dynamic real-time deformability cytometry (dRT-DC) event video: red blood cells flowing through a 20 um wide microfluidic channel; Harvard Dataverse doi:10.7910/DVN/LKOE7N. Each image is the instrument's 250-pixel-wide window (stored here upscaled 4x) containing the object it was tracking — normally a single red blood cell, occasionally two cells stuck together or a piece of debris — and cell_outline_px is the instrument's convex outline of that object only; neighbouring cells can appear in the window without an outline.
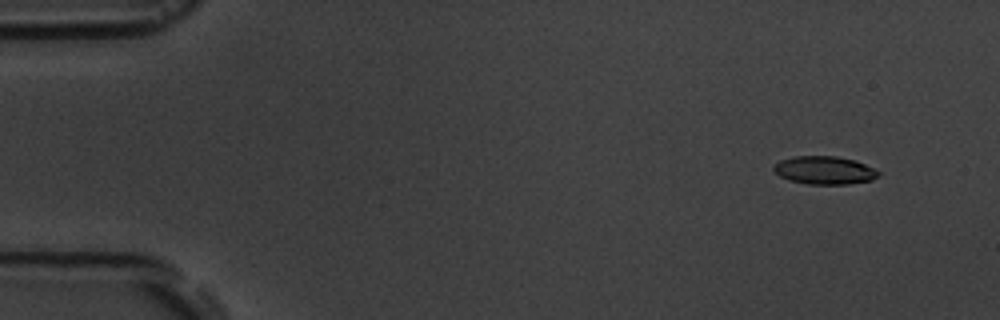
{"species": "common noctule bat (a hibernating species)", "species_latin": "Nyctalus noctula", "temperature_condition": "room temperature", "stored_images_in_passage": 5, "camera_frame_rate_fps": 3000, "um_per_image_px": 0.085, "animal": {"sex": "male", "body_mass_g": 19.5, "forearm_length_mm": 54.6}, "frame": {"image": 1, "passage_image": 1, "time_ms": 0.0, "image_size_px": [1000, 320], "cell_outline_px": [[880, 176], [872, 180], [848, 184], [808, 184], [792, 180], [780, 176], [772, 168], [780, 160], [792, 156], [836, 156], [856, 160], [880, 172]], "centroid_in_image_um": [70.11, 14.46], "position_along_channel_um": 14.9, "area_um2": 17.05}}
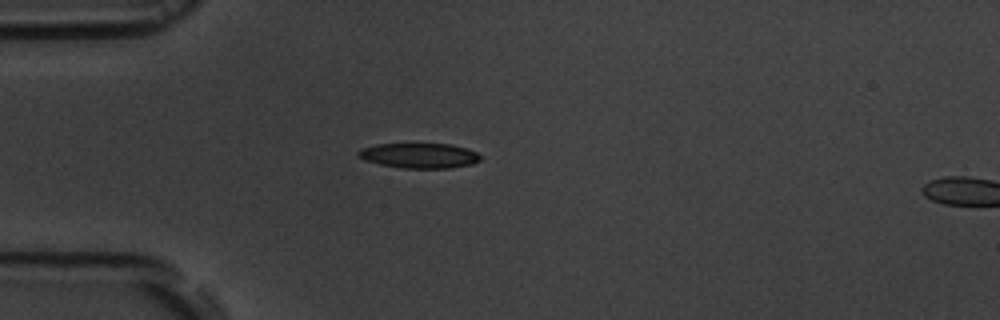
{"frame": {"image": 2, "passage_image": 4, "time_ms": 3.667, "image_size_px": [1000, 320], "cell_outline_px": [[480, 160], [472, 164], [452, 168], [400, 168], [380, 164], [364, 160], [356, 152], [360, 148], [376, 144], [448, 144], [468, 148], [476, 152], [480, 156]], "centroid_in_image_um": [35.63, 13.23], "position_along_channel_um": 49.4, "area_um2": 17.86}}